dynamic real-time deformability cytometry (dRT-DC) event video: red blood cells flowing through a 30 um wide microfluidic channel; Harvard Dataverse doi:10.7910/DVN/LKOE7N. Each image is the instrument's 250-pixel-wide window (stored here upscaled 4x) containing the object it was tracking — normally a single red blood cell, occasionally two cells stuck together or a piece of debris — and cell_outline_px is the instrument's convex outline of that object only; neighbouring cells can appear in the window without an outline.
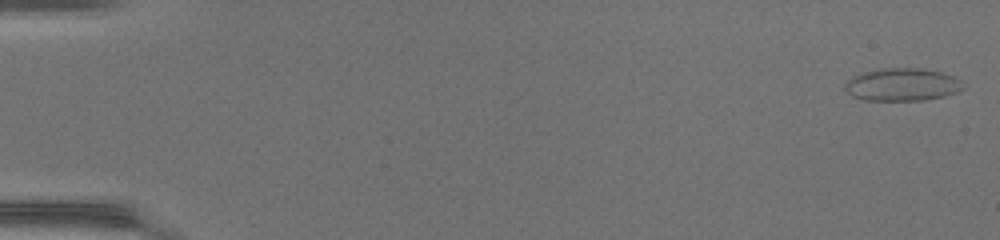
{"species": "common noctule bat (a hibernating species)", "species_latin": "Nyctalus noctula", "temperature_condition": "warm", "stored_images_in_passage": 50, "camera_frame_rate_fps": 3000, "um_per_image_px": 0.085, "animal": {"sex": "female", "body_mass_g": 17.0, "forearm_length_mm": 48.0}, "frame": {"image": 1, "passage_image": 1, "time_ms": 0.0, "image_size_px": [1000, 240], "cell_outline_px": [[964, 88], [956, 92], [944, 96], [924, 100], [864, 100], [852, 96], [844, 88], [844, 84], [852, 76], [860, 72], [880, 68], [924, 68], [940, 72], [952, 76], [960, 80]], "centroid_in_image_um": [76.65, 7.18], "position_along_channel_um": 8.4, "area_um2": 22.6}}
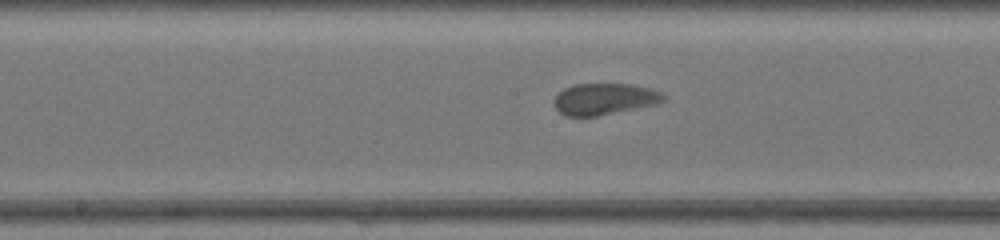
{"frame": {"image": 2, "passage_image": 27, "time_ms": 8.667, "image_size_px": [1000, 240], "cell_outline_px": [[664, 100], [656, 104], [596, 116], [568, 116], [560, 112], [556, 108], [556, 96], [564, 88], [576, 84], [632, 84], [652, 88], [660, 92], [664, 96]], "centroid_in_image_um": [51.4, 8.4], "position_along_channel_um": 196.8, "area_um2": 19.71}}
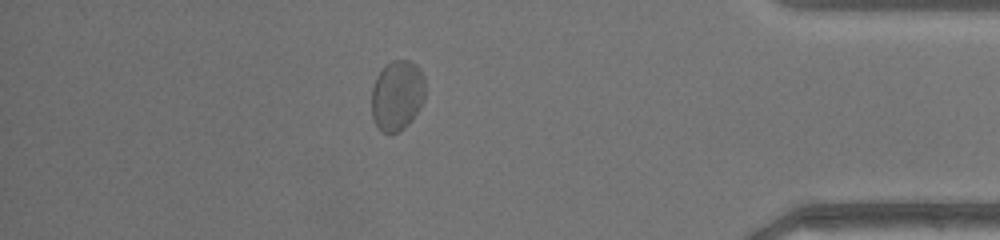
{"frame": {"image": 3, "passage_image": 44, "time_ms": 14.333, "image_size_px": [1000, 240], "cell_outline_px": [[424, 100], [420, 108], [408, 124], [404, 128], [396, 132], [384, 132], [376, 124], [372, 116], [372, 88], [376, 76], [392, 60], [408, 60], [416, 64], [420, 68], [424, 76]], "centroid_in_image_um": [33.77, 8.08], "position_along_channel_um": 401.4, "area_um2": 21.79}, "authors_computed_cell_mechanics": {"area_um2": 20.5768, "velocity_mm_per_s": 4.2263, "shape_relaxation_time_tau1_ms": 7.1819, "shape_relaxation_time_tau2_ms": 0.7745, "deformation_change_tau1": 0.1103, "deformation_change_tau2": 0.0412}}